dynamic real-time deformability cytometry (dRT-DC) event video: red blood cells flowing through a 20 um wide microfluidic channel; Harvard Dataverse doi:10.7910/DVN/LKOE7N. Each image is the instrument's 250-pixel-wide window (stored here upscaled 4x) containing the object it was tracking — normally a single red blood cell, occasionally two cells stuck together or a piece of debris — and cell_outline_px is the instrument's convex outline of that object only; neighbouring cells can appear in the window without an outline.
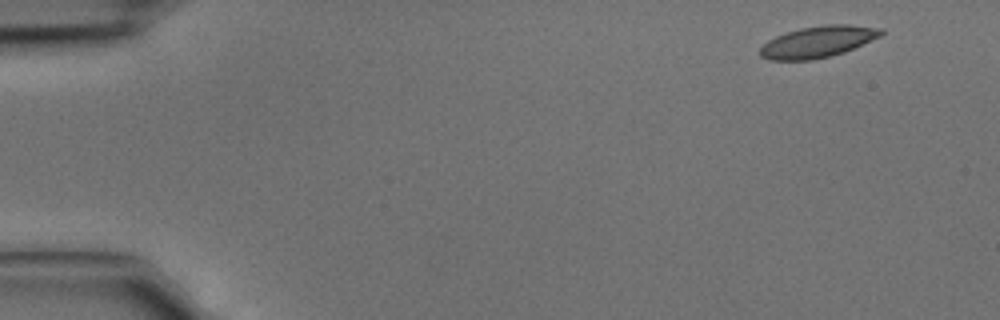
{"species": "common noctule bat (a hibernating species)", "species_latin": "Nyctalus noctula", "temperature_condition": "cold", "stored_images_in_passage": 4, "camera_frame_rate_fps": 3000, "um_per_image_px": 0.085, "animal": {"sex": "male", "body_mass_g": 15.6}, "frame": {"image": 1, "passage_image": 1, "time_ms": 0.0, "image_size_px": [1000, 320], "cell_outline_px": [[884, 32], [880, 36], [844, 52], [812, 60], [768, 60], [760, 56], [760, 48], [768, 40], [776, 36], [800, 28], [824, 24], [852, 24], [884, 28]], "centroid_in_image_um": [69.53, 3.54], "position_along_channel_um": 15.5, "area_um2": 22.14}}
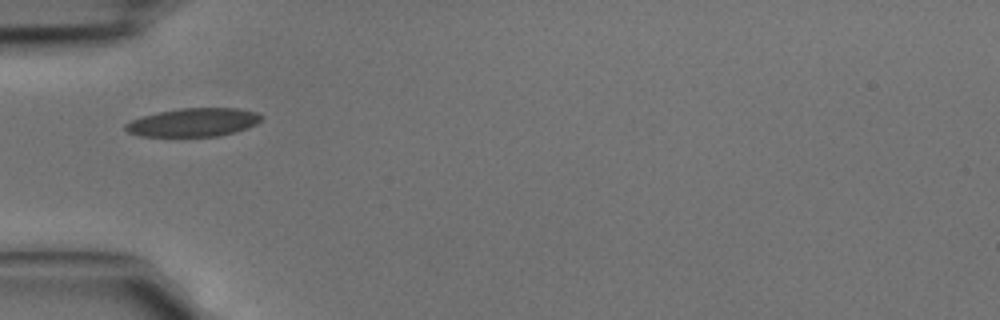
{"frame": {"image": 2, "passage_image": 4, "time_ms": 1.0, "image_size_px": [1000, 320], "cell_outline_px": [[264, 116], [256, 124], [232, 132], [216, 136], [140, 136], [128, 132], [124, 128], [124, 124], [132, 120], [144, 116], [160, 112], [180, 108], [236, 108], [256, 112]], "centroid_in_image_um": [16.42, 10.39], "position_along_channel_um": 68.6, "area_um2": 22.14}}